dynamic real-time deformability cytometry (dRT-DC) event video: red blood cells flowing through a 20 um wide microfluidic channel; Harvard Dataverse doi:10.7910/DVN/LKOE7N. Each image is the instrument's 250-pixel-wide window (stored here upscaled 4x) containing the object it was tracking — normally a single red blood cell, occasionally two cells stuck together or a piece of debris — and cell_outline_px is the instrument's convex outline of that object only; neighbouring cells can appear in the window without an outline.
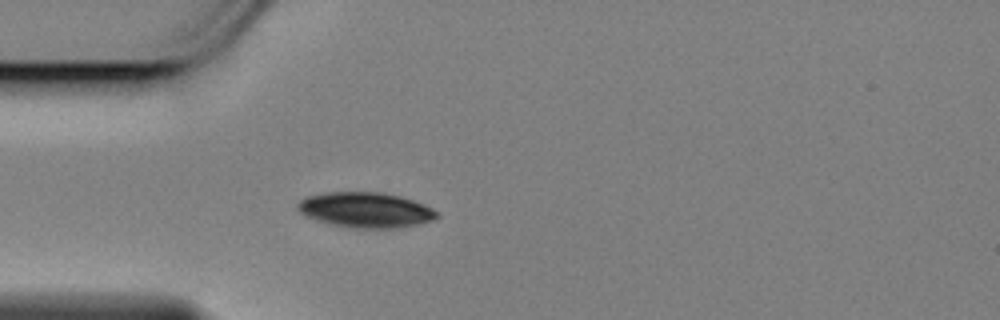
{"species": "Egyptian fruit bat (a non-hibernating species)", "species_latin": "Rousettus aegyptiacus", "temperature_condition": "cold", "stored_images_in_passage": 44, "camera_frame_rate_fps": 3000, "um_per_image_px": 0.085, "animal": {"sex": "female"}, "frame": {"image": 1, "passage_image": 1, "time_ms": 0.0, "image_size_px": [1000, 320], "cell_outline_px": [[440, 216], [432, 220], [416, 224], [396, 228], [348, 228], [316, 220], [300, 212], [296, 208], [296, 204], [300, 200], [308, 196], [328, 192], [384, 192], [400, 196], [424, 204], [440, 212]], "centroid_in_image_um": [31.09, 17.84], "position_along_channel_um": 53.9, "area_um2": 28.67}}
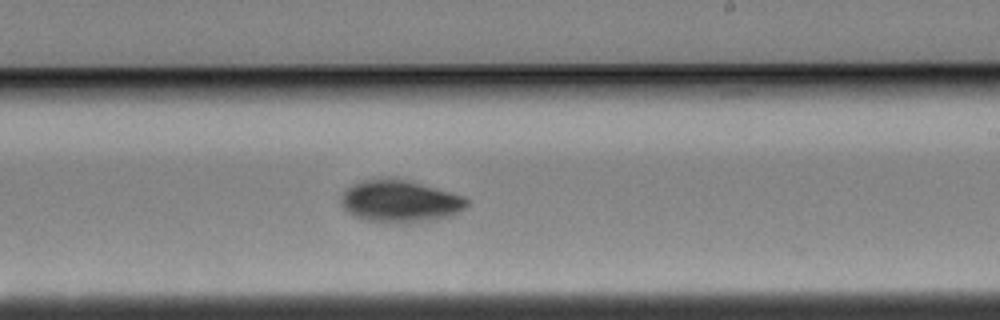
{"frame": {"image": 2, "passage_image": 19, "time_ms": 6.0, "image_size_px": [1000, 320], "cell_outline_px": [[468, 204], [464, 208], [452, 216], [436, 220], [392, 224], [364, 220], [352, 216], [344, 208], [340, 200], [344, 192], [352, 184], [364, 180], [388, 176], [396, 176], [464, 196], [468, 200]], "centroid_in_image_um": [33.99, 17.1], "position_along_channel_um": 255.0, "area_um2": 31.62}}
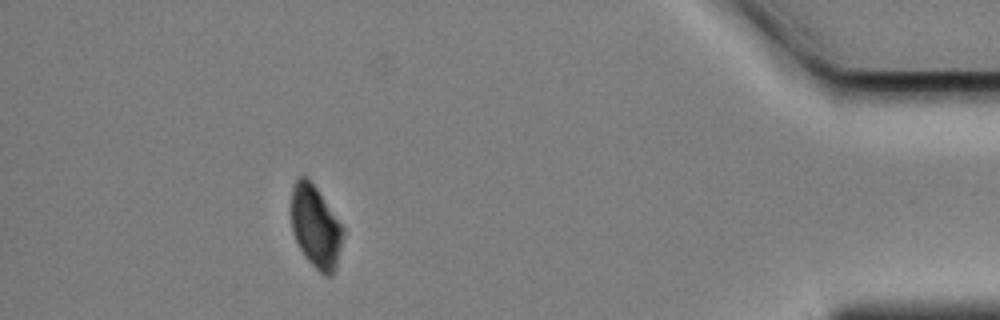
{"frame": {"image": 3, "passage_image": 37, "time_ms": 12.0, "image_size_px": [1000, 320], "cell_outline_px": [[344, 236], [336, 268], [332, 276], [324, 276], [304, 256], [292, 232], [292, 188], [296, 180], [300, 176], [304, 176], [316, 188], [344, 228]], "centroid_in_image_um": [26.85, 19.33], "position_along_channel_um": 408.4, "area_um2": 24.57}, "authors_computed_cell_mechanics": {"area_um2": 29.3335, "velocity_mm_per_s": 3.4422, "shape_relaxation_time_tau1_ms": 2.3897, "shape_relaxation_time_tau2_ms": null, "deformation_change_tau1": 0.079, "deformation_change_tau2": null}}